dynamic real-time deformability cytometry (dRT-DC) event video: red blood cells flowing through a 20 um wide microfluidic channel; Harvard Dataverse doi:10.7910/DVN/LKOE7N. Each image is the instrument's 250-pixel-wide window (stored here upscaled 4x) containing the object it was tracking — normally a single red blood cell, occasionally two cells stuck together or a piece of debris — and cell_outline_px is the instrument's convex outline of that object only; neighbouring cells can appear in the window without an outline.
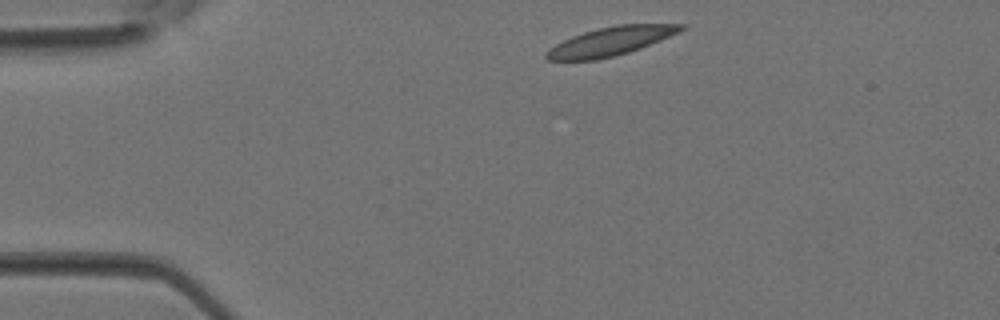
{"species": "Egyptian fruit bat (a non-hibernating species)", "species_latin": "Rousettus aegyptiacus", "temperature_condition": "room temperature", "stored_images_in_passage": 4, "camera_frame_rate_fps": 3000, "um_per_image_px": 0.085, "animal": {"sex": "female"}, "frame": {"image": 1, "passage_image": 1, "time_ms": 0.0, "image_size_px": [1000, 320], "cell_outline_px": [[688, 24], [680, 32], [640, 48], [628, 52], [596, 60], [548, 60], [544, 56], [544, 52], [556, 44], [572, 36], [584, 32], [616, 24]], "centroid_in_image_um": [51.9, 3.5], "position_along_channel_um": 33.1, "area_um2": 22.25}}
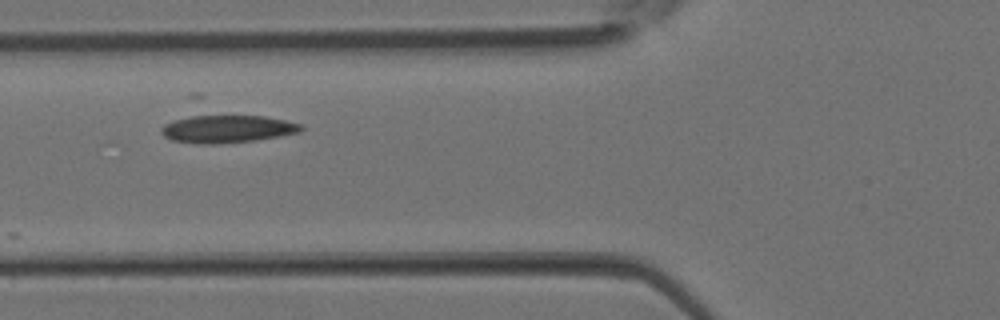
{"frame": {"image": 2, "passage_image": 3, "time_ms": 0.667, "image_size_px": [1000, 320], "cell_outline_px": [[304, 128], [300, 132], [280, 136], [256, 140], [216, 144], [196, 144], [172, 140], [164, 136], [160, 132], [160, 128], [164, 124], [172, 120], [200, 112], [264, 116], [284, 120], [300, 124]], "centroid_in_image_um": [19.23, 10.91], "position_along_channel_um": 106.6, "area_um2": 23.7}}